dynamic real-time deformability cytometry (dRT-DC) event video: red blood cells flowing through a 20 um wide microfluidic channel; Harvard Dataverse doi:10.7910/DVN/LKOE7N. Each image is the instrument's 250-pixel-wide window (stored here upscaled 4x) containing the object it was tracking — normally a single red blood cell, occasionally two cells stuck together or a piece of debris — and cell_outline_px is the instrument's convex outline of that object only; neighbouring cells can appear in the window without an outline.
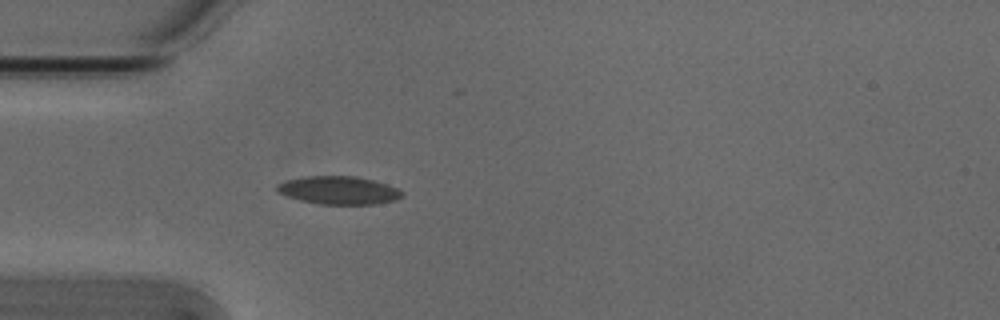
{"species": "Egyptian fruit bat (a non-hibernating species)", "species_latin": "Rousettus aegyptiacus", "temperature_condition": "cold", "stored_images_in_passage": 4, "camera_frame_rate_fps": 3000, "um_per_image_px": 0.085, "animal": {"sex": "male"}, "frame": {"image": 1, "passage_image": 4, "time_ms": 1.0, "image_size_px": [1000, 320], "cell_outline_px": [[404, 196], [396, 200], [376, 204], [320, 204], [300, 200], [276, 192], [276, 184], [284, 180], [308, 176], [356, 176], [388, 184], [400, 188], [404, 192]], "centroid_in_image_um": [28.82, 16.17], "position_along_channel_um": 56.2, "area_um2": 20.69}}